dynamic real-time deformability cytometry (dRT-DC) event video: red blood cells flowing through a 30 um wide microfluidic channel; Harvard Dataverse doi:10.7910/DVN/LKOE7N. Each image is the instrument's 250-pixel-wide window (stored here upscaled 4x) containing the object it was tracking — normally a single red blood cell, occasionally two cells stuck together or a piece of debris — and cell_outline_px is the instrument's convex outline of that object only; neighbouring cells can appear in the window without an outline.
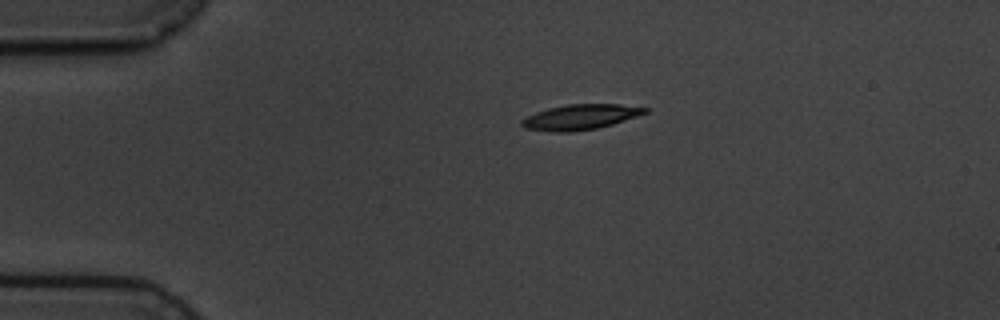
{"species": "common noctule bat (a hibernating species)", "species_latin": "Nyctalus noctula", "temperature_condition": "cold", "stored_images_in_passage": 2, "camera_frame_rate_fps": 3000, "um_per_image_px": 0.085, "animal": {"sex": "male", "body_mass_g": 19.5, "forearm_length_mm": 54.6}, "frame": {"image": 1, "passage_image": 1, "time_ms": 0.0, "image_size_px": [1000, 320], "cell_outline_px": [[648, 112], [612, 124], [596, 128], [572, 132], [556, 132], [524, 128], [520, 124], [520, 120], [536, 112], [548, 108], [568, 104], [620, 104], [648, 108]], "centroid_in_image_um": [49.3, 9.94], "position_along_channel_um": 35.7, "area_um2": 17.98}}
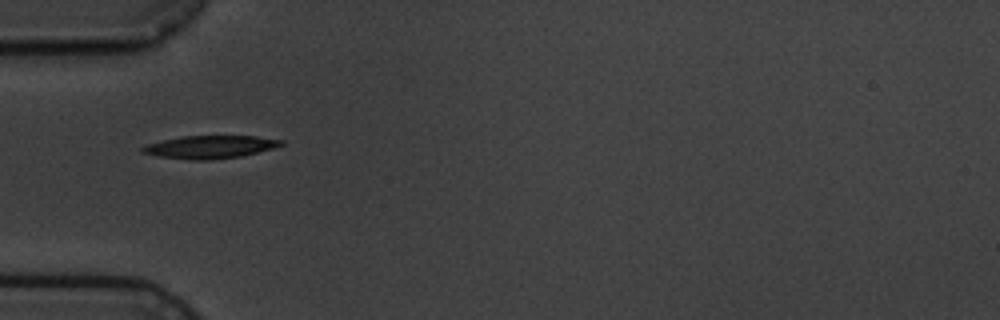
{"frame": {"image": 2, "passage_image": 2, "time_ms": 2.0, "image_size_px": [1000, 320], "cell_outline_px": [[284, 144], [276, 148], [240, 156], [208, 160], [192, 160], [160, 156], [140, 152], [140, 148], [148, 144], [180, 136], [256, 136], [284, 140]], "centroid_in_image_um": [17.89, 12.48], "position_along_channel_um": 67.1, "area_um2": 18.38}}